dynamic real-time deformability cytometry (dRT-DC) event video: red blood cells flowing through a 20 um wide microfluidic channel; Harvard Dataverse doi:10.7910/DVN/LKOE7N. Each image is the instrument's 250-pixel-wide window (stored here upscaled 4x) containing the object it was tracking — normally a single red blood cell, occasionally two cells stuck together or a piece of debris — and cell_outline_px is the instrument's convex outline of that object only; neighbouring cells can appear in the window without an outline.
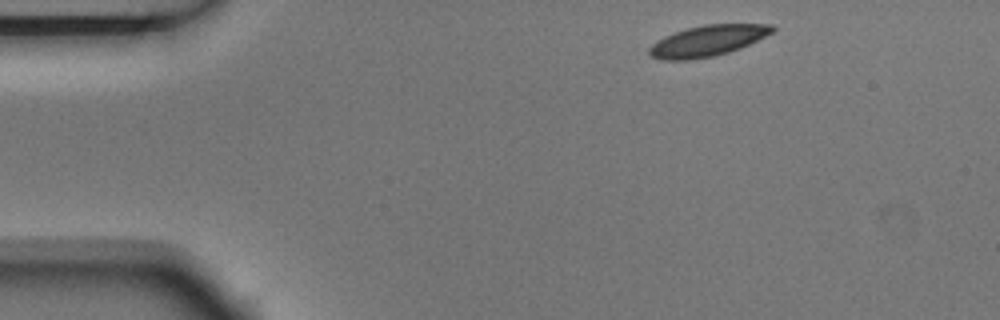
{"species": "Egyptian fruit bat (a non-hibernating species)", "species_latin": "Rousettus aegyptiacus", "temperature_condition": "room temperature", "stored_images_in_passage": 4, "camera_frame_rate_fps": 3000, "um_per_image_px": 0.085, "animal": {"sex": "male"}, "frame": {"image": 1, "passage_image": 1, "time_ms": 0.0, "image_size_px": [1000, 320], "cell_outline_px": [[776, 28], [772, 32], [740, 48], [728, 52], [712, 56], [692, 60], [660, 60], [648, 56], [648, 48], [656, 40], [664, 36], [688, 28], [704, 24], [772, 24]], "centroid_in_image_um": [60.08, 3.48], "position_along_channel_um": 24.9, "area_um2": 22.14}}
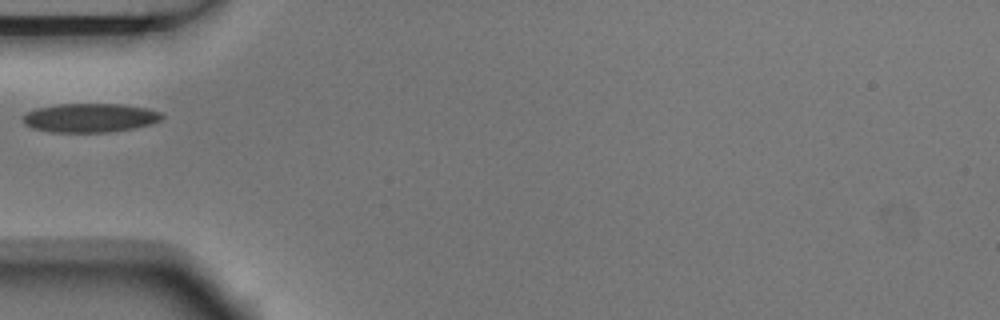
{"frame": {"image": 2, "passage_image": 4, "time_ms": 1.0, "image_size_px": [1000, 320], "cell_outline_px": [[164, 116], [160, 120], [152, 124], [132, 128], [108, 132], [52, 132], [32, 128], [24, 124], [20, 120], [28, 112], [36, 108], [56, 104], [120, 104], [144, 108], [160, 112]], "centroid_in_image_um": [7.61, 10.01], "position_along_channel_um": 77.4, "area_um2": 23.35}}